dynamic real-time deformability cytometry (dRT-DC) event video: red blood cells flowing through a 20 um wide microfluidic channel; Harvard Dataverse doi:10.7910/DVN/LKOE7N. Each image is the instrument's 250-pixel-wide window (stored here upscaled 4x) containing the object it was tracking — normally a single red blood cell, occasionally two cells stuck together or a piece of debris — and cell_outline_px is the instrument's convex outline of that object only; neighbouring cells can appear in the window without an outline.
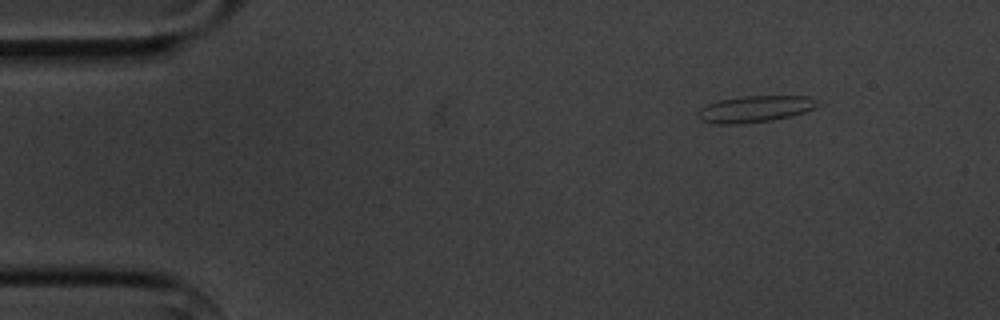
{"species": "common noctule bat (a hibernating species)", "species_latin": "Nyctalus noctula", "temperature_condition": "cold", "stored_images_in_passage": 6, "camera_frame_rate_fps": 3000, "um_per_image_px": 0.085, "animal": {"sex": "male", "body_mass_g": 20.1, "forearm_length_mm": 53.5}, "frame": {"image": 1, "passage_image": 6, "time_ms": 6.0, "image_size_px": [1000, 320], "cell_outline_px": [[820, 104], [816, 108], [804, 112], [772, 120], [740, 124], [716, 124], [700, 120], [696, 116], [696, 112], [704, 104], [720, 100], [744, 96], [808, 96]], "centroid_in_image_um": [64.11, 9.27], "position_along_channel_um": 20.9, "area_um2": 18.55}}